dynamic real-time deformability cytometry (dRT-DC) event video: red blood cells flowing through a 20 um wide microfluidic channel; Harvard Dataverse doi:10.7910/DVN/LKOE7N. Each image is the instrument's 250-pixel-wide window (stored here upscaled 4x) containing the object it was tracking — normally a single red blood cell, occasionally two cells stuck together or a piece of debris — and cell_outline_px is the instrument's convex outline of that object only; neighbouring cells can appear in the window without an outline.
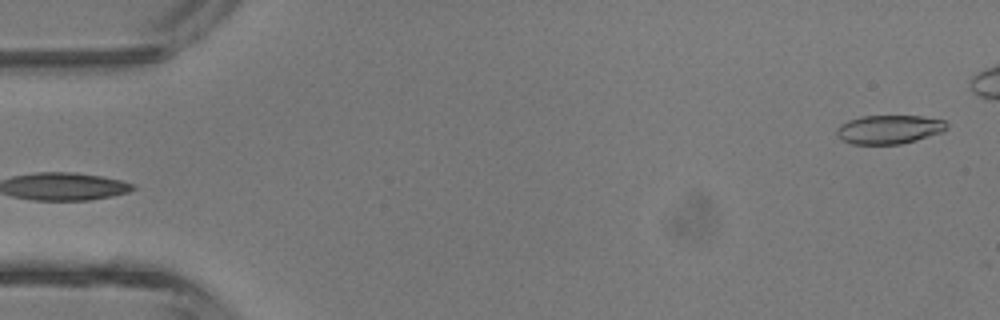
{"species": "common noctule bat (a hibernating species)", "species_latin": "Nyctalus noctula", "temperature_condition": "room temperature", "stored_images_in_passage": 3, "segment_of_instrument_passage": [2, 2], "camera_frame_rate_fps": 3000, "um_per_image_px": 0.085, "animal": {"sex": "male", "body_mass_g": 13.3}, "frame": {"image": 1, "passage_image": 3, "time_ms": 3.333, "image_size_px": [1000, 320], "cell_outline_px": [[948, 128], [944, 132], [916, 140], [900, 144], [852, 144], [840, 140], [836, 136], [836, 128], [840, 124], [848, 120], [860, 116], [924, 116], [944, 120], [948, 124]], "centroid_in_image_um": [75.56, 11.0], "position_along_channel_um": 9.4, "area_um2": 18.79}}